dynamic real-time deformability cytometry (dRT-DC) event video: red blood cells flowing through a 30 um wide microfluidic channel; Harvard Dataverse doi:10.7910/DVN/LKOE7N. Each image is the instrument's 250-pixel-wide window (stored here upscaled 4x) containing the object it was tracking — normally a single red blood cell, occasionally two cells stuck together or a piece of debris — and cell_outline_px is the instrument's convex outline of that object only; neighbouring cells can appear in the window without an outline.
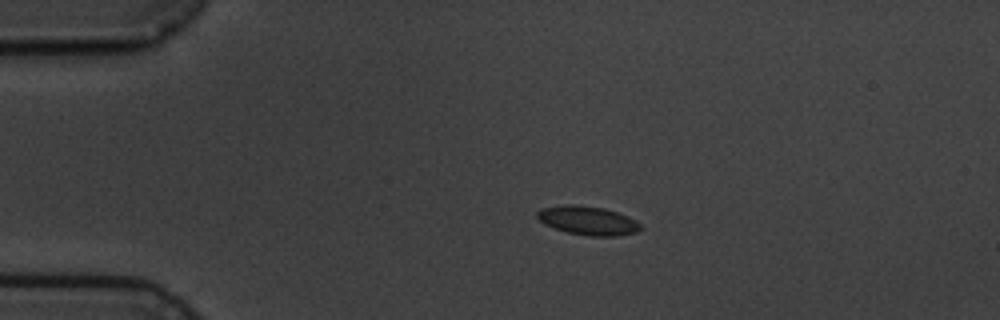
{"species": "common noctule bat (a hibernating species)", "species_latin": "Nyctalus noctula", "temperature_condition": "cold", "stored_images_in_passage": 12, "camera_frame_rate_fps": 3000, "um_per_image_px": 0.085, "animal": {"sex": "male", "body_mass_g": 19.5, "forearm_length_mm": 54.6}, "frame": {"image": 1, "passage_image": 3, "time_ms": 2.333, "image_size_px": [1000, 320], "cell_outline_px": [[640, 228], [636, 232], [616, 236], [588, 236], [568, 232], [544, 224], [536, 216], [536, 212], [540, 208], [564, 204], [572, 204], [604, 208], [628, 216], [636, 220], [640, 224]], "centroid_in_image_um": [49.94, 18.73], "position_along_channel_um": 35.1, "area_um2": 17.28}}
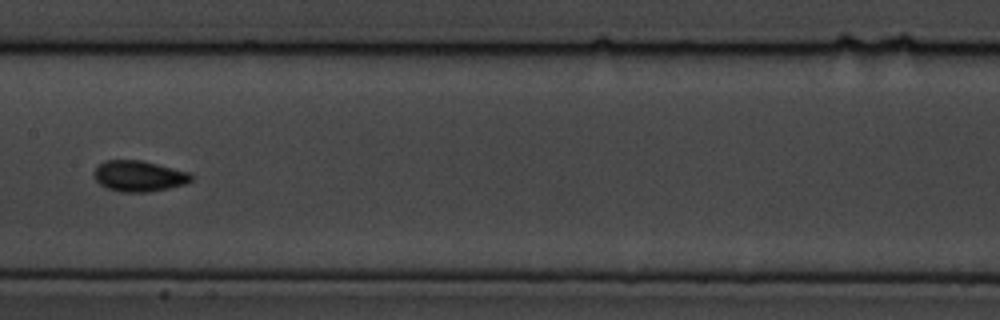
{"frame": {"image": 2, "passage_image": 7, "time_ms": 8.0, "image_size_px": [1000, 320], "cell_outline_px": [[192, 180], [184, 184], [168, 188], [148, 192], [120, 192], [108, 188], [100, 184], [96, 180], [92, 172], [104, 160], [140, 160], [188, 172], [192, 176]], "centroid_in_image_um": [11.77, 14.97], "position_along_channel_um": 195.6, "area_um2": 17.28}}
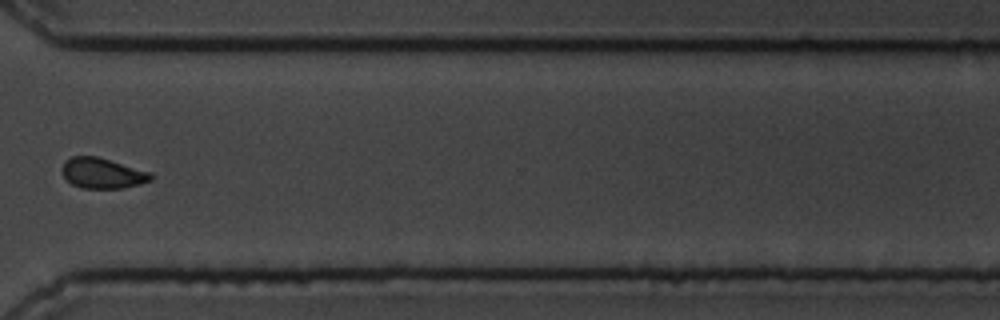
{"frame": {"image": 3, "passage_image": 11, "time_ms": 12.667, "image_size_px": [1000, 320], "cell_outline_px": [[152, 180], [140, 184], [124, 188], [84, 188], [72, 184], [64, 176], [60, 168], [64, 160], [72, 156], [96, 156], [152, 172]], "centroid_in_image_um": [8.7, 14.71], "position_along_channel_um": 361.9, "area_um2": 15.84}, "authors_computed_cell_mechanics": {"area_um2": 16.4441, "velocity_mm_per_s": 3.5712, "shape_relaxation_time_tau1_ms": 2.1182, "shape_relaxation_time_tau2_ms": 1.3765, "deformation_change_tau1": 0.0725, "deformation_change_tau2": 0.0554}}